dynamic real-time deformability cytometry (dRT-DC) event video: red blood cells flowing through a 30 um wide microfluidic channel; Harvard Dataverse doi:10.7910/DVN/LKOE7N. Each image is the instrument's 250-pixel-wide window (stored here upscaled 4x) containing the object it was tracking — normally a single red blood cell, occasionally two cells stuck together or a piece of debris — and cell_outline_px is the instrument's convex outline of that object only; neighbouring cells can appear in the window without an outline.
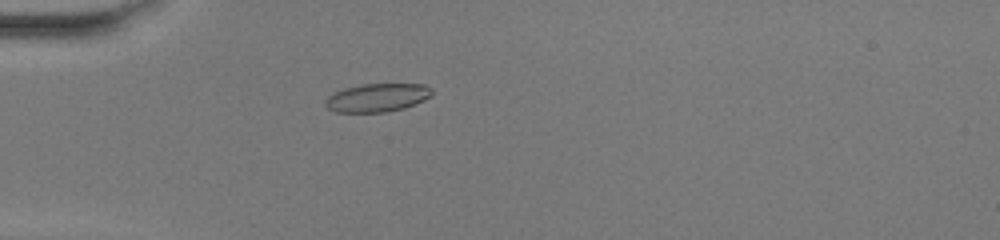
{"species": "common noctule bat (a hibernating species)", "species_latin": "Nyctalus noctula", "temperature_condition": "warm", "stored_images_in_passage": 37, "camera_frame_rate_fps": 3000, "um_per_image_px": 0.085, "animal": {"sex": "female", "body_mass_g": 20.0, "forearm_length_mm": 54.0}, "frame": {"image": 1, "passage_image": 2, "time_ms": 0.333, "image_size_px": [1000, 240], "cell_outline_px": [[436, 92], [432, 96], [424, 100], [404, 108], [388, 112], [336, 112], [328, 108], [324, 104], [324, 100], [328, 96], [344, 88], [364, 84], [424, 84], [432, 88]], "centroid_in_image_um": [32.11, 8.3], "position_along_channel_um": 52.9, "area_um2": 17.74}}
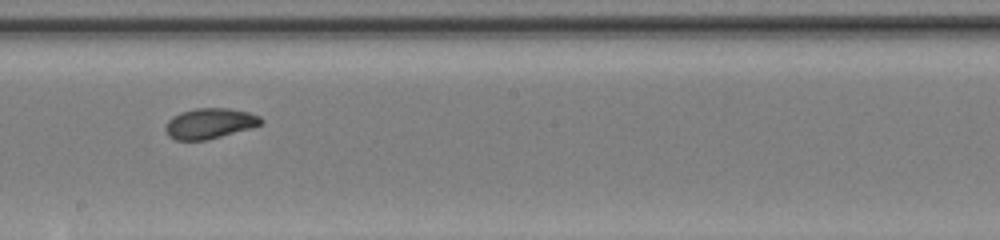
{"frame": {"image": 2, "passage_image": 16, "time_ms": 5.0, "image_size_px": [1000, 240], "cell_outline_px": [[264, 124], [252, 128], [208, 140], [176, 140], [168, 136], [164, 128], [168, 120], [172, 116], [180, 112], [196, 108], [228, 108], [248, 112], [260, 116], [264, 120]], "centroid_in_image_um": [17.84, 10.49], "position_along_channel_um": 230.4, "area_um2": 17.22}}
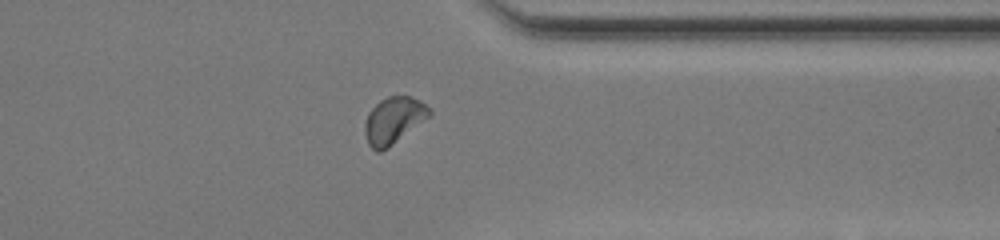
{"frame": {"image": 3, "passage_image": 27, "time_ms": 8.667, "image_size_px": [1000, 240], "cell_outline_px": [[432, 112], [428, 116], [388, 148], [380, 152], [376, 152], [368, 144], [364, 132], [364, 124], [368, 112], [380, 100], [388, 96], [412, 96], [420, 100], [432, 108]], "centroid_in_image_um": [33.43, 10.22], "position_along_channel_um": 378.0, "area_um2": 17.46}, "authors_computed_cell_mechanics": {"area_um2": 17.2244, "velocity_mm_per_s": 4.1183, "shape_relaxation_time_tau1_ms": 5.2513, "shape_relaxation_time_tau2_ms": 1.5971, "deformation_change_tau1": 0.1456, "deformation_change_tau2": 0.0566}}